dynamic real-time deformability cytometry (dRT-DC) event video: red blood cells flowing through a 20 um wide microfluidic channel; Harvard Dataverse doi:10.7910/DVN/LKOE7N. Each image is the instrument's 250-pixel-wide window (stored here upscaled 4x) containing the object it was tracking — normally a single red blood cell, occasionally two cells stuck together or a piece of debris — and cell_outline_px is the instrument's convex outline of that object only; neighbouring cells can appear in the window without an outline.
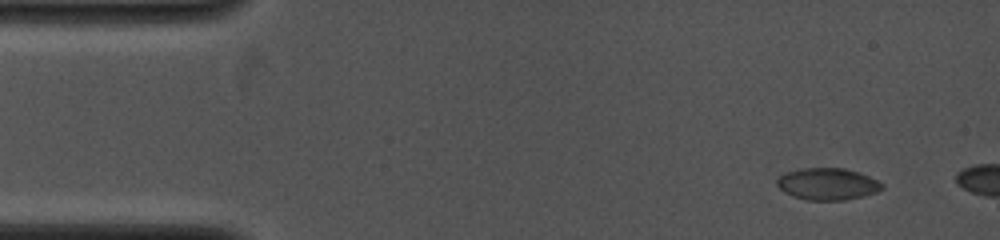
{"species": "common noctule bat (a hibernating species)", "species_latin": "Nyctalus noctula", "temperature_condition": "cold", "stored_images_in_passage": 2, "camera_frame_rate_fps": 4000, "um_per_image_px": 0.085, "animal": {"sex": "female", "body_mass_g": 19.0, "forearm_length_mm": 53.3}, "frame": {"image": 1, "passage_image": 1, "time_ms": 0.0, "image_size_px": [1000, 240], "cell_outline_px": [[884, 188], [876, 192], [864, 196], [844, 200], [804, 200], [792, 196], [784, 192], [776, 184], [776, 180], [784, 172], [804, 168], [844, 168], [860, 172], [884, 184]], "centroid_in_image_um": [70.33, 15.64], "position_along_channel_um": 14.7, "area_um2": 19.65}}